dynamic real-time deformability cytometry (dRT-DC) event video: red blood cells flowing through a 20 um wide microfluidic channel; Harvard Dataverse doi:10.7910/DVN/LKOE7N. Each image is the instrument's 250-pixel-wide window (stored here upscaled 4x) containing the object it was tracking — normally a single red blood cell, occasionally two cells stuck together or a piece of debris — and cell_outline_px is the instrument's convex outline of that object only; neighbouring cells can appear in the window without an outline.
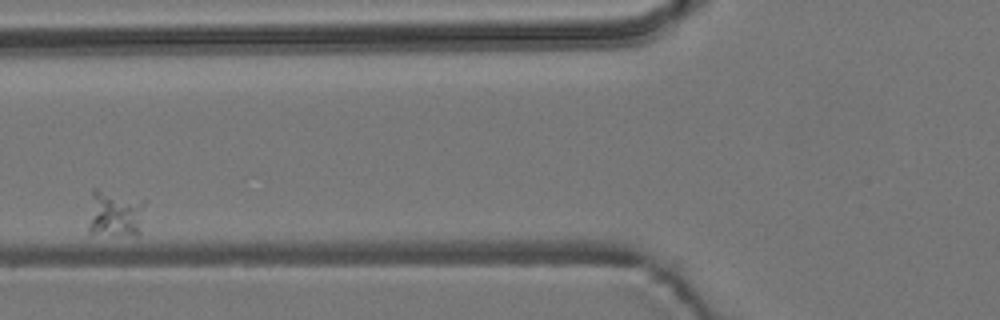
{"species": "common noctule bat (a hibernating species)", "species_latin": "Nyctalus noctula", "temperature_condition": "room temperature", "stored_images_in_passage": 8, "camera_frame_rate_fps": 3000, "um_per_image_px": 0.085, "animal": {"sex": "male", "body_mass_g": 19.2, "forearm_length_mm": 51.8}, "frame": {"image": 1, "passage_image": 2, "time_ms": 1.333, "image_size_px": [1000, 320], "cell_outline_px": [[144, 204], [140, 232], [88, 232], [88, 224], [92, 188], [96, 188], [144, 200]], "centroid_in_image_um": [9.73, 18.07], "position_along_channel_um": 116.1, "area_um2": 14.8}}
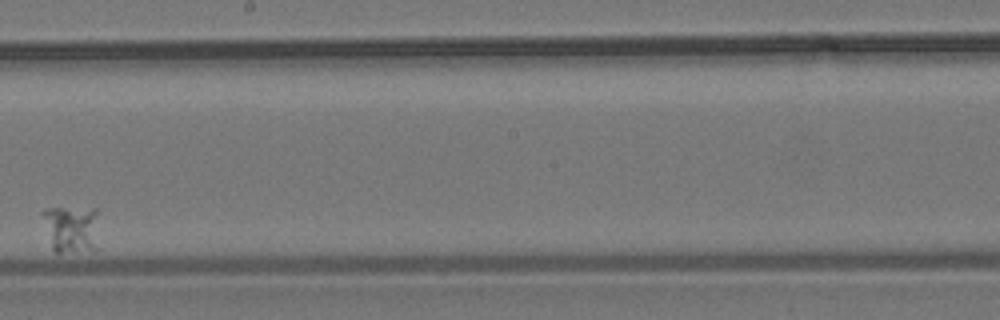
{"frame": {"image": 2, "passage_image": 6, "time_ms": 6.0, "image_size_px": [1000, 320], "cell_outline_px": [[100, 248], [96, 252], [56, 252], [52, 248], [40, 212], [48, 208], [96, 208]], "centroid_in_image_um": [6.13, 19.49], "position_along_channel_um": 242.1, "area_um2": 16.36}}
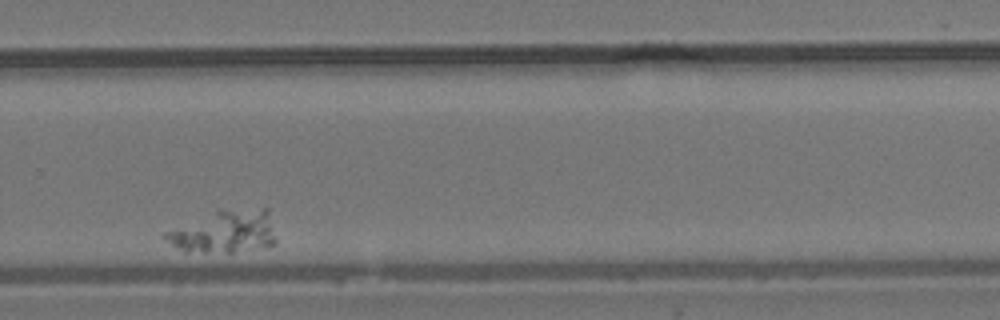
{"frame": {"image": 3, "passage_image": 8, "time_ms": 8.333, "image_size_px": [1000, 320], "cell_outline_px": [[276, 244], [268, 248], [232, 252], [184, 252], [160, 236], [164, 232], [216, 208], [268, 208], [276, 240]], "centroid_in_image_um": [19.09, 19.67], "position_along_channel_um": 310.7, "area_um2": 28.44}}